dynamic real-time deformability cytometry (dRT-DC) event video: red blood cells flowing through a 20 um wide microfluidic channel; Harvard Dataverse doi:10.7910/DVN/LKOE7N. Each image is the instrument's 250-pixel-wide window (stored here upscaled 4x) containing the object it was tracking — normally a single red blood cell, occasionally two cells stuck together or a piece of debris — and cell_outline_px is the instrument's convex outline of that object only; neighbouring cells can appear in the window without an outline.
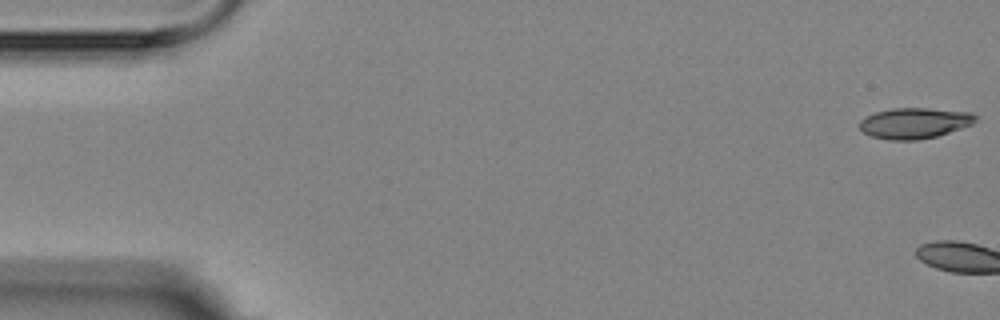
{"species": "Egyptian fruit bat (a non-hibernating species)", "species_latin": "Rousettus aegyptiacus", "temperature_condition": "room temperature", "stored_images_in_passage": 4, "segment_of_instrument_passage": [2, 2], "camera_frame_rate_fps": 3000, "um_per_image_px": 0.085, "animal": {"sex": "female"}, "frame": {"image": 1, "passage_image": 4, "time_ms": 4.667, "image_size_px": [1000, 320], "cell_outline_px": [[976, 120], [972, 124], [936, 136], [916, 140], [888, 140], [872, 136], [864, 132], [860, 128], [860, 120], [876, 112], [892, 108], [928, 108], [972, 112], [976, 116]], "centroid_in_image_um": [77.74, 10.46], "position_along_channel_um": 7.3, "area_um2": 20.58}}